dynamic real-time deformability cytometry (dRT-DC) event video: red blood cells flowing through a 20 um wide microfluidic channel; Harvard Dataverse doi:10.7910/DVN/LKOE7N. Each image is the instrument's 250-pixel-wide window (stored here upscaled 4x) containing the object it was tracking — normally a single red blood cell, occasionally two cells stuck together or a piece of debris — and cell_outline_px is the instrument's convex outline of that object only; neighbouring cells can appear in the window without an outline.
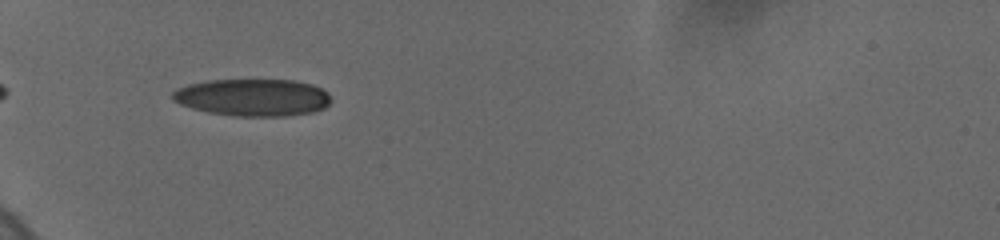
{"species": "human", "species_latin": "Homo sapiens", "temperature_condition": "cold", "stored_images_in_passage": 6, "camera_frame_rate_fps": 3000, "um_per_image_px": 0.085, "donor": {"sex": "female"}, "frame": {"image": 1, "passage_image": 1, "time_ms": 0.0, "image_size_px": [1000, 240], "cell_outline_px": [[328, 104], [324, 108], [312, 112], [288, 116], [232, 116], [208, 112], [192, 108], [180, 104], [172, 100], [172, 92], [176, 88], [188, 84], [208, 80], [296, 80], [312, 84], [328, 92]], "centroid_in_image_um": [21.45, 8.28], "position_along_channel_um": 63.5, "area_um2": 34.45}}
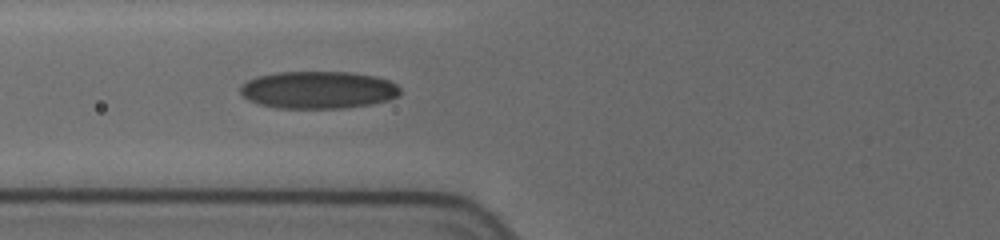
{"frame": {"image": 2, "passage_image": 4, "time_ms": 1.333, "image_size_px": [1000, 240], "cell_outline_px": [[400, 92], [396, 96], [388, 100], [368, 104], [340, 108], [276, 108], [260, 104], [248, 100], [240, 92], [240, 84], [248, 80], [260, 76], [276, 72], [348, 72], [376, 76], [388, 80], [396, 84], [400, 88]], "centroid_in_image_um": [27.02, 7.64], "position_along_channel_um": 98.8, "area_um2": 34.68}}
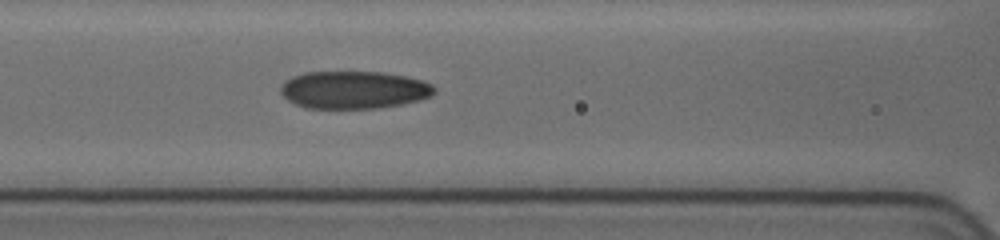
{"frame": {"image": 3, "passage_image": 5, "time_ms": 2.333, "image_size_px": [1000, 240], "cell_outline_px": [[436, 92], [432, 96], [400, 104], [376, 108], [304, 108], [288, 100], [280, 92], [280, 88], [292, 76], [304, 72], [380, 72], [404, 76], [420, 80], [432, 84], [436, 88]], "centroid_in_image_um": [30.07, 7.64], "position_along_channel_um": 136.5, "area_um2": 33.47}}